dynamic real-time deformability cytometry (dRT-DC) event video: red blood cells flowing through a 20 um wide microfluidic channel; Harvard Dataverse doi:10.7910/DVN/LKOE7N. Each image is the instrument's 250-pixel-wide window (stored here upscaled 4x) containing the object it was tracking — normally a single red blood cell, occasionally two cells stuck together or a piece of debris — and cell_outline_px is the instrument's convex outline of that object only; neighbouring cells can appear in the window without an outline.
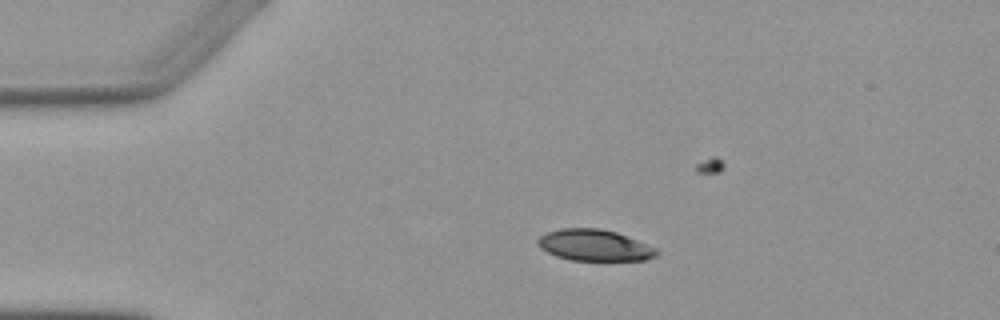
{"species": "Egyptian fruit bat (a non-hibernating species)", "species_latin": "Rousettus aegyptiacus", "temperature_condition": "warm", "stored_images_in_passage": 4, "camera_frame_rate_fps": 3000, "um_per_image_px": 0.085, "animal": {"sex": "female"}, "frame": {"image": 1, "passage_image": 2, "time_ms": 2.0, "image_size_px": [1000, 320], "cell_outline_px": [[660, 252], [656, 256], [644, 260], [572, 260], [556, 256], [540, 248], [536, 244], [536, 240], [540, 236], [548, 232], [560, 228], [600, 228], [616, 232], [656, 248]], "centroid_in_image_um": [50.5, 20.84], "position_along_channel_um": 34.5, "area_um2": 21.62}}